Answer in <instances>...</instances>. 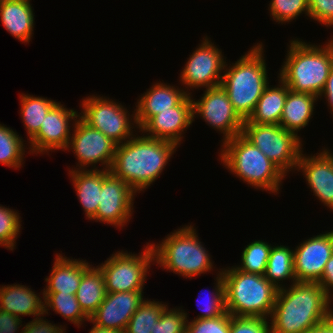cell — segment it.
<instances>
[{
  "label": "cell",
  "instance_id": "obj_1",
  "mask_svg": "<svg viewBox=\"0 0 333 333\" xmlns=\"http://www.w3.org/2000/svg\"><path fill=\"white\" fill-rule=\"evenodd\" d=\"M278 289L270 316L271 333H303L333 317L329 295L318 282H294Z\"/></svg>",
  "mask_w": 333,
  "mask_h": 333
},
{
  "label": "cell",
  "instance_id": "obj_2",
  "mask_svg": "<svg viewBox=\"0 0 333 333\" xmlns=\"http://www.w3.org/2000/svg\"><path fill=\"white\" fill-rule=\"evenodd\" d=\"M176 149L173 142L134 135L117 145L110 172L140 193L157 180Z\"/></svg>",
  "mask_w": 333,
  "mask_h": 333
},
{
  "label": "cell",
  "instance_id": "obj_3",
  "mask_svg": "<svg viewBox=\"0 0 333 333\" xmlns=\"http://www.w3.org/2000/svg\"><path fill=\"white\" fill-rule=\"evenodd\" d=\"M280 78L291 91L310 93L319 97L333 66V37L323 45H313L292 39Z\"/></svg>",
  "mask_w": 333,
  "mask_h": 333
},
{
  "label": "cell",
  "instance_id": "obj_4",
  "mask_svg": "<svg viewBox=\"0 0 333 333\" xmlns=\"http://www.w3.org/2000/svg\"><path fill=\"white\" fill-rule=\"evenodd\" d=\"M263 47L261 42L257 43L229 67L225 63L220 85L244 121L250 117L269 84Z\"/></svg>",
  "mask_w": 333,
  "mask_h": 333
},
{
  "label": "cell",
  "instance_id": "obj_5",
  "mask_svg": "<svg viewBox=\"0 0 333 333\" xmlns=\"http://www.w3.org/2000/svg\"><path fill=\"white\" fill-rule=\"evenodd\" d=\"M219 159L230 173L253 188L278 194L286 174L242 134L222 143ZM278 191V192H277Z\"/></svg>",
  "mask_w": 333,
  "mask_h": 333
},
{
  "label": "cell",
  "instance_id": "obj_6",
  "mask_svg": "<svg viewBox=\"0 0 333 333\" xmlns=\"http://www.w3.org/2000/svg\"><path fill=\"white\" fill-rule=\"evenodd\" d=\"M223 273L225 308L231 316L269 319L278 289L264 275L246 273L226 267Z\"/></svg>",
  "mask_w": 333,
  "mask_h": 333
},
{
  "label": "cell",
  "instance_id": "obj_7",
  "mask_svg": "<svg viewBox=\"0 0 333 333\" xmlns=\"http://www.w3.org/2000/svg\"><path fill=\"white\" fill-rule=\"evenodd\" d=\"M151 246L156 265L186 279L213 271L210 254L193 225H183L164 237L162 242L152 243Z\"/></svg>",
  "mask_w": 333,
  "mask_h": 333
},
{
  "label": "cell",
  "instance_id": "obj_8",
  "mask_svg": "<svg viewBox=\"0 0 333 333\" xmlns=\"http://www.w3.org/2000/svg\"><path fill=\"white\" fill-rule=\"evenodd\" d=\"M241 134L261 150L286 175L295 171L303 145L300 136L280 125L244 122Z\"/></svg>",
  "mask_w": 333,
  "mask_h": 333
},
{
  "label": "cell",
  "instance_id": "obj_9",
  "mask_svg": "<svg viewBox=\"0 0 333 333\" xmlns=\"http://www.w3.org/2000/svg\"><path fill=\"white\" fill-rule=\"evenodd\" d=\"M79 117L89 126L101 131L117 145L134 136L133 128H137L135 109L130 115L127 108L116 100L105 96L90 95L82 99ZM133 119V121H132ZM133 125V126H132ZM135 125V126H134Z\"/></svg>",
  "mask_w": 333,
  "mask_h": 333
},
{
  "label": "cell",
  "instance_id": "obj_10",
  "mask_svg": "<svg viewBox=\"0 0 333 333\" xmlns=\"http://www.w3.org/2000/svg\"><path fill=\"white\" fill-rule=\"evenodd\" d=\"M154 262L153 248L147 243L138 255L117 251L97 266L104 274L106 292L117 293L143 291L147 273Z\"/></svg>",
  "mask_w": 333,
  "mask_h": 333
},
{
  "label": "cell",
  "instance_id": "obj_11",
  "mask_svg": "<svg viewBox=\"0 0 333 333\" xmlns=\"http://www.w3.org/2000/svg\"><path fill=\"white\" fill-rule=\"evenodd\" d=\"M73 123V132L66 148V151L71 149L78 160L76 167L79 168L73 170H87L86 167L91 165H94L93 170H98L97 163L103 166L102 170H110L117 144L80 117Z\"/></svg>",
  "mask_w": 333,
  "mask_h": 333
},
{
  "label": "cell",
  "instance_id": "obj_12",
  "mask_svg": "<svg viewBox=\"0 0 333 333\" xmlns=\"http://www.w3.org/2000/svg\"><path fill=\"white\" fill-rule=\"evenodd\" d=\"M204 36L202 43L189 55L186 65L180 73L181 85H184L186 93L188 90L199 88H212L219 86L222 82V71H224L226 57L222 55V50ZM225 57V58H224ZM225 59V60H224ZM190 88V89H189Z\"/></svg>",
  "mask_w": 333,
  "mask_h": 333
},
{
  "label": "cell",
  "instance_id": "obj_13",
  "mask_svg": "<svg viewBox=\"0 0 333 333\" xmlns=\"http://www.w3.org/2000/svg\"><path fill=\"white\" fill-rule=\"evenodd\" d=\"M193 103V118L200 116L210 127L223 134L222 142L241 134L244 120L233 108L224 88L219 85L205 89Z\"/></svg>",
  "mask_w": 333,
  "mask_h": 333
},
{
  "label": "cell",
  "instance_id": "obj_14",
  "mask_svg": "<svg viewBox=\"0 0 333 333\" xmlns=\"http://www.w3.org/2000/svg\"><path fill=\"white\" fill-rule=\"evenodd\" d=\"M136 192L110 170H103L100 201L91 220L123 228L131 219Z\"/></svg>",
  "mask_w": 333,
  "mask_h": 333
},
{
  "label": "cell",
  "instance_id": "obj_15",
  "mask_svg": "<svg viewBox=\"0 0 333 333\" xmlns=\"http://www.w3.org/2000/svg\"><path fill=\"white\" fill-rule=\"evenodd\" d=\"M79 117L78 111L67 109L57 102L45 116L38 133L28 143L30 154H44L49 151H65L71 137V121Z\"/></svg>",
  "mask_w": 333,
  "mask_h": 333
},
{
  "label": "cell",
  "instance_id": "obj_16",
  "mask_svg": "<svg viewBox=\"0 0 333 333\" xmlns=\"http://www.w3.org/2000/svg\"><path fill=\"white\" fill-rule=\"evenodd\" d=\"M296 282H319L333 255V231L315 235L293 250Z\"/></svg>",
  "mask_w": 333,
  "mask_h": 333
},
{
  "label": "cell",
  "instance_id": "obj_17",
  "mask_svg": "<svg viewBox=\"0 0 333 333\" xmlns=\"http://www.w3.org/2000/svg\"><path fill=\"white\" fill-rule=\"evenodd\" d=\"M192 95L187 94L175 107L160 111L151 117L137 132L154 139L166 140L181 145L184 131L192 125Z\"/></svg>",
  "mask_w": 333,
  "mask_h": 333
},
{
  "label": "cell",
  "instance_id": "obj_18",
  "mask_svg": "<svg viewBox=\"0 0 333 333\" xmlns=\"http://www.w3.org/2000/svg\"><path fill=\"white\" fill-rule=\"evenodd\" d=\"M143 291L108 293L90 320L103 328L124 332L132 315L144 302Z\"/></svg>",
  "mask_w": 333,
  "mask_h": 333
},
{
  "label": "cell",
  "instance_id": "obj_19",
  "mask_svg": "<svg viewBox=\"0 0 333 333\" xmlns=\"http://www.w3.org/2000/svg\"><path fill=\"white\" fill-rule=\"evenodd\" d=\"M317 155H300L296 170L303 172V177L321 203L333 211V158L324 150Z\"/></svg>",
  "mask_w": 333,
  "mask_h": 333
},
{
  "label": "cell",
  "instance_id": "obj_20",
  "mask_svg": "<svg viewBox=\"0 0 333 333\" xmlns=\"http://www.w3.org/2000/svg\"><path fill=\"white\" fill-rule=\"evenodd\" d=\"M171 84L157 82L138 99L135 105L136 124L140 129L160 111L175 107L186 95V91Z\"/></svg>",
  "mask_w": 333,
  "mask_h": 333
},
{
  "label": "cell",
  "instance_id": "obj_21",
  "mask_svg": "<svg viewBox=\"0 0 333 333\" xmlns=\"http://www.w3.org/2000/svg\"><path fill=\"white\" fill-rule=\"evenodd\" d=\"M54 259L51 274L45 278L47 285L43 292H62L75 295L82 275L93 265L86 262V259H70L60 253Z\"/></svg>",
  "mask_w": 333,
  "mask_h": 333
},
{
  "label": "cell",
  "instance_id": "obj_22",
  "mask_svg": "<svg viewBox=\"0 0 333 333\" xmlns=\"http://www.w3.org/2000/svg\"><path fill=\"white\" fill-rule=\"evenodd\" d=\"M31 0H0V20L6 31L14 38L29 43L34 28Z\"/></svg>",
  "mask_w": 333,
  "mask_h": 333
},
{
  "label": "cell",
  "instance_id": "obj_23",
  "mask_svg": "<svg viewBox=\"0 0 333 333\" xmlns=\"http://www.w3.org/2000/svg\"><path fill=\"white\" fill-rule=\"evenodd\" d=\"M20 284L0 286V310L21 316L36 318L44 314V297ZM43 300V301H42ZM35 316V317H34Z\"/></svg>",
  "mask_w": 333,
  "mask_h": 333
},
{
  "label": "cell",
  "instance_id": "obj_24",
  "mask_svg": "<svg viewBox=\"0 0 333 333\" xmlns=\"http://www.w3.org/2000/svg\"><path fill=\"white\" fill-rule=\"evenodd\" d=\"M72 185L83 207L86 218L91 220L96 212L100 201V192L103 183V170H73L69 171Z\"/></svg>",
  "mask_w": 333,
  "mask_h": 333
},
{
  "label": "cell",
  "instance_id": "obj_25",
  "mask_svg": "<svg viewBox=\"0 0 333 333\" xmlns=\"http://www.w3.org/2000/svg\"><path fill=\"white\" fill-rule=\"evenodd\" d=\"M318 99L310 93L289 89L279 125L298 136V132L308 125Z\"/></svg>",
  "mask_w": 333,
  "mask_h": 333
},
{
  "label": "cell",
  "instance_id": "obj_26",
  "mask_svg": "<svg viewBox=\"0 0 333 333\" xmlns=\"http://www.w3.org/2000/svg\"><path fill=\"white\" fill-rule=\"evenodd\" d=\"M278 86L269 84L259 98L254 111L244 122L279 125L286 102L288 86L279 78Z\"/></svg>",
  "mask_w": 333,
  "mask_h": 333
},
{
  "label": "cell",
  "instance_id": "obj_27",
  "mask_svg": "<svg viewBox=\"0 0 333 333\" xmlns=\"http://www.w3.org/2000/svg\"><path fill=\"white\" fill-rule=\"evenodd\" d=\"M75 296L83 312L90 318L106 296L104 274L98 266H91L82 275Z\"/></svg>",
  "mask_w": 333,
  "mask_h": 333
},
{
  "label": "cell",
  "instance_id": "obj_28",
  "mask_svg": "<svg viewBox=\"0 0 333 333\" xmlns=\"http://www.w3.org/2000/svg\"><path fill=\"white\" fill-rule=\"evenodd\" d=\"M264 277L277 289L285 287L283 280L296 282L294 274V255L289 246H272ZM282 281V282H281Z\"/></svg>",
  "mask_w": 333,
  "mask_h": 333
},
{
  "label": "cell",
  "instance_id": "obj_29",
  "mask_svg": "<svg viewBox=\"0 0 333 333\" xmlns=\"http://www.w3.org/2000/svg\"><path fill=\"white\" fill-rule=\"evenodd\" d=\"M19 98L21 102L20 116L27 131V140L30 141L38 133L45 116L57 102L23 93Z\"/></svg>",
  "mask_w": 333,
  "mask_h": 333
},
{
  "label": "cell",
  "instance_id": "obj_30",
  "mask_svg": "<svg viewBox=\"0 0 333 333\" xmlns=\"http://www.w3.org/2000/svg\"><path fill=\"white\" fill-rule=\"evenodd\" d=\"M42 295L44 297V314L48 315V310L52 309L78 328L84 321L90 320L83 312L75 295L62 292H42Z\"/></svg>",
  "mask_w": 333,
  "mask_h": 333
},
{
  "label": "cell",
  "instance_id": "obj_31",
  "mask_svg": "<svg viewBox=\"0 0 333 333\" xmlns=\"http://www.w3.org/2000/svg\"><path fill=\"white\" fill-rule=\"evenodd\" d=\"M25 140L12 128L0 124V163L10 168H20L24 163Z\"/></svg>",
  "mask_w": 333,
  "mask_h": 333
},
{
  "label": "cell",
  "instance_id": "obj_32",
  "mask_svg": "<svg viewBox=\"0 0 333 333\" xmlns=\"http://www.w3.org/2000/svg\"><path fill=\"white\" fill-rule=\"evenodd\" d=\"M168 305L162 301L146 299L129 320L124 333H152L163 310Z\"/></svg>",
  "mask_w": 333,
  "mask_h": 333
},
{
  "label": "cell",
  "instance_id": "obj_33",
  "mask_svg": "<svg viewBox=\"0 0 333 333\" xmlns=\"http://www.w3.org/2000/svg\"><path fill=\"white\" fill-rule=\"evenodd\" d=\"M271 248L272 245L263 240L250 242L242 252L241 264L234 267L246 273L264 275Z\"/></svg>",
  "mask_w": 333,
  "mask_h": 333
},
{
  "label": "cell",
  "instance_id": "obj_34",
  "mask_svg": "<svg viewBox=\"0 0 333 333\" xmlns=\"http://www.w3.org/2000/svg\"><path fill=\"white\" fill-rule=\"evenodd\" d=\"M20 213L11 208H6L0 204V246L13 251L16 244V239L21 232V217Z\"/></svg>",
  "mask_w": 333,
  "mask_h": 333
},
{
  "label": "cell",
  "instance_id": "obj_35",
  "mask_svg": "<svg viewBox=\"0 0 333 333\" xmlns=\"http://www.w3.org/2000/svg\"><path fill=\"white\" fill-rule=\"evenodd\" d=\"M268 9L272 20L288 23L303 12L309 17V0H271Z\"/></svg>",
  "mask_w": 333,
  "mask_h": 333
},
{
  "label": "cell",
  "instance_id": "obj_36",
  "mask_svg": "<svg viewBox=\"0 0 333 333\" xmlns=\"http://www.w3.org/2000/svg\"><path fill=\"white\" fill-rule=\"evenodd\" d=\"M216 283L212 293L207 298V301L204 305H200L202 312L198 315L195 319H208V318H215L218 316L223 315L226 312L225 308V287H224V278L222 271H218L216 277ZM204 304V303H203ZM199 305V304H198Z\"/></svg>",
  "mask_w": 333,
  "mask_h": 333
},
{
  "label": "cell",
  "instance_id": "obj_37",
  "mask_svg": "<svg viewBox=\"0 0 333 333\" xmlns=\"http://www.w3.org/2000/svg\"><path fill=\"white\" fill-rule=\"evenodd\" d=\"M180 308L169 309L167 306L152 333H184L187 330L188 313Z\"/></svg>",
  "mask_w": 333,
  "mask_h": 333
},
{
  "label": "cell",
  "instance_id": "obj_38",
  "mask_svg": "<svg viewBox=\"0 0 333 333\" xmlns=\"http://www.w3.org/2000/svg\"><path fill=\"white\" fill-rule=\"evenodd\" d=\"M188 333H230V314L208 319L187 320Z\"/></svg>",
  "mask_w": 333,
  "mask_h": 333
},
{
  "label": "cell",
  "instance_id": "obj_39",
  "mask_svg": "<svg viewBox=\"0 0 333 333\" xmlns=\"http://www.w3.org/2000/svg\"><path fill=\"white\" fill-rule=\"evenodd\" d=\"M230 333H271L270 322L262 317L230 315Z\"/></svg>",
  "mask_w": 333,
  "mask_h": 333
},
{
  "label": "cell",
  "instance_id": "obj_40",
  "mask_svg": "<svg viewBox=\"0 0 333 333\" xmlns=\"http://www.w3.org/2000/svg\"><path fill=\"white\" fill-rule=\"evenodd\" d=\"M309 17L326 27H332L333 0H309Z\"/></svg>",
  "mask_w": 333,
  "mask_h": 333
},
{
  "label": "cell",
  "instance_id": "obj_41",
  "mask_svg": "<svg viewBox=\"0 0 333 333\" xmlns=\"http://www.w3.org/2000/svg\"><path fill=\"white\" fill-rule=\"evenodd\" d=\"M44 315L34 318L28 322L22 329L21 333H65L66 328L62 325L52 324L47 319H43ZM50 322V323H49Z\"/></svg>",
  "mask_w": 333,
  "mask_h": 333
},
{
  "label": "cell",
  "instance_id": "obj_42",
  "mask_svg": "<svg viewBox=\"0 0 333 333\" xmlns=\"http://www.w3.org/2000/svg\"><path fill=\"white\" fill-rule=\"evenodd\" d=\"M22 326V318L0 310V333H16Z\"/></svg>",
  "mask_w": 333,
  "mask_h": 333
},
{
  "label": "cell",
  "instance_id": "obj_43",
  "mask_svg": "<svg viewBox=\"0 0 333 333\" xmlns=\"http://www.w3.org/2000/svg\"><path fill=\"white\" fill-rule=\"evenodd\" d=\"M318 283L328 295L331 294V290H333V255L327 261L322 277Z\"/></svg>",
  "mask_w": 333,
  "mask_h": 333
},
{
  "label": "cell",
  "instance_id": "obj_44",
  "mask_svg": "<svg viewBox=\"0 0 333 333\" xmlns=\"http://www.w3.org/2000/svg\"><path fill=\"white\" fill-rule=\"evenodd\" d=\"M325 97L326 102L328 101V107L331 110V114L333 115V66L330 70L329 77L326 81L325 87L321 94L319 95V98Z\"/></svg>",
  "mask_w": 333,
  "mask_h": 333
},
{
  "label": "cell",
  "instance_id": "obj_45",
  "mask_svg": "<svg viewBox=\"0 0 333 333\" xmlns=\"http://www.w3.org/2000/svg\"><path fill=\"white\" fill-rule=\"evenodd\" d=\"M303 333H333V317L318 323L316 326L304 331Z\"/></svg>",
  "mask_w": 333,
  "mask_h": 333
},
{
  "label": "cell",
  "instance_id": "obj_46",
  "mask_svg": "<svg viewBox=\"0 0 333 333\" xmlns=\"http://www.w3.org/2000/svg\"><path fill=\"white\" fill-rule=\"evenodd\" d=\"M89 321H90V323L93 324V327L90 329L89 333H124L119 330H113L111 328L100 327V326L94 324L91 320H89Z\"/></svg>",
  "mask_w": 333,
  "mask_h": 333
},
{
  "label": "cell",
  "instance_id": "obj_47",
  "mask_svg": "<svg viewBox=\"0 0 333 333\" xmlns=\"http://www.w3.org/2000/svg\"><path fill=\"white\" fill-rule=\"evenodd\" d=\"M332 292H333V291H332ZM331 296L333 297V294H332V293L329 295V299H331V300H329V305H332L331 302L333 301V300H332L333 298H332Z\"/></svg>",
  "mask_w": 333,
  "mask_h": 333
},
{
  "label": "cell",
  "instance_id": "obj_48",
  "mask_svg": "<svg viewBox=\"0 0 333 333\" xmlns=\"http://www.w3.org/2000/svg\"><path fill=\"white\" fill-rule=\"evenodd\" d=\"M331 156H332V158H333V152L332 151H330L328 148L326 149V148H324ZM332 152V153H331Z\"/></svg>",
  "mask_w": 333,
  "mask_h": 333
}]
</instances>
